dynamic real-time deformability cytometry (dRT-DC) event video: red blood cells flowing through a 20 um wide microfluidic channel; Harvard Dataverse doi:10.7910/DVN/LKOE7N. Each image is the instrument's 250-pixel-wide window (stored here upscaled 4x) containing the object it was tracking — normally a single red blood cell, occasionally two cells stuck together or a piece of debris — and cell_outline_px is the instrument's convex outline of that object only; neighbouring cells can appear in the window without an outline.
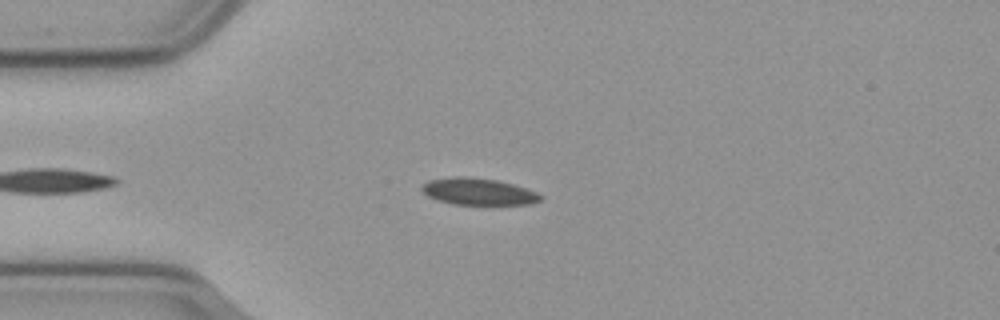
{"species": "common noctule bat (a hibernating species)", "species_latin": "Nyctalus noctula", "temperature_condition": "cold", "stored_images_in_passage": 48, "camera_frame_rate_fps": 3000, "um_per_image_px": 0.085, "animal": {"sex": "male", "body_mass_g": 23.1, "forearm_length_mm": 52.7}, "frame": {"image": 1, "passage_image": 9, "time_ms": 2.667, "image_size_px": [1000, 320], "cell_outline_px": [[544, 196], [540, 200], [532, 204], [452, 204], [436, 200], [428, 196], [420, 188], [428, 180], [452, 176], [464, 176], [496, 180], [512, 184], [536, 192]], "centroid_in_image_um": [40.63, 16.28], "position_along_channel_um": 44.4, "area_um2": 18.44}}
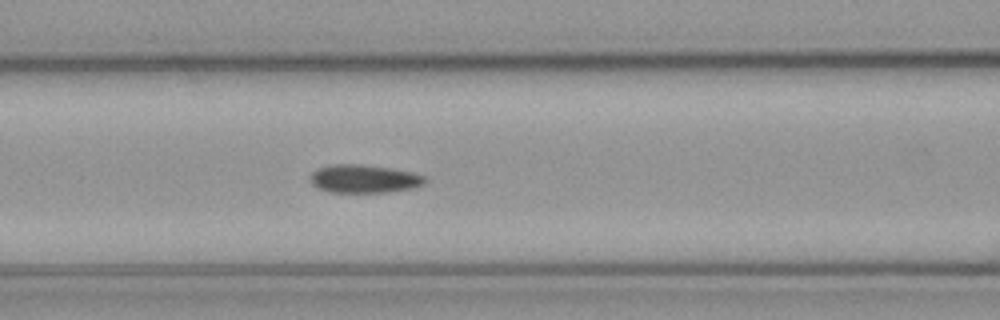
{"frame": {"image": 2, "passage_image": 18, "time_ms": 5.667, "image_size_px": [1000, 320], "cell_outline_px": [[428, 180], [424, 184], [412, 188], [388, 192], [328, 192], [316, 188], [312, 184], [312, 172], [320, 168], [336, 164], [360, 164], [392, 168], [412, 172], [424, 176]], "centroid_in_image_um": [30.98, 15.2], "position_along_channel_um": 135.6, "area_um2": 18.79}}
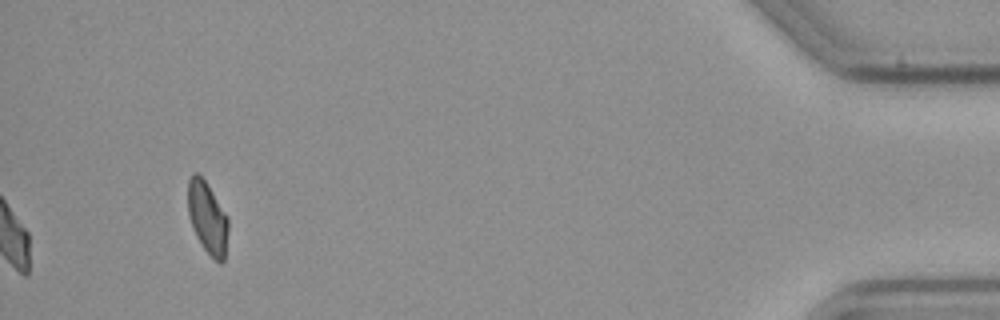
{"frame": {"image": 3, "passage_image": 48, "time_ms": 15.667, "image_size_px": [1000, 320], "cell_outline_px": [[228, 232], [224, 260], [220, 264], [204, 248], [196, 236], [192, 228], [188, 212], [188, 180], [192, 172], [196, 172], [208, 184], [228, 216]], "centroid_in_image_um": [17.64, 18.48], "position_along_channel_um": 417.6, "area_um2": 16.94}, "authors_computed_cell_mechanics": {"area_um2": 18.4382, "velocity_mm_per_s": 3.6106, "shape_relaxation_time_tau1_ms": 7.73, "shape_relaxation_time_tau2_ms": 5.8825, "deformation_change_tau1": 0.1432, "deformation_change_tau2": 0.0873}}